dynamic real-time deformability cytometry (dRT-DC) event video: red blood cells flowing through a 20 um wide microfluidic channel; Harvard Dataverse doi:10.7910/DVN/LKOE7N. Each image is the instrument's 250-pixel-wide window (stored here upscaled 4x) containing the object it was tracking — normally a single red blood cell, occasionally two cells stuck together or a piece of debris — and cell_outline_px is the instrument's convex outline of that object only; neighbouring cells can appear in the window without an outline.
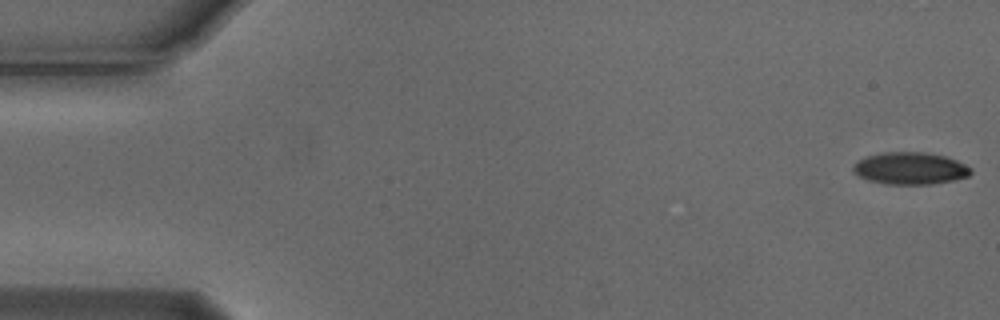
{"species": "Egyptian fruit bat (a non-hibernating species)", "species_latin": "Rousettus aegyptiacus", "temperature_condition": "cold", "stored_images_in_passage": 55, "camera_frame_rate_fps": 3000, "um_per_image_px": 0.085, "animal": {"sex": "male"}, "frame": {"image": 1, "passage_image": 1, "time_ms": 0.0, "image_size_px": [1000, 320], "cell_outline_px": [[972, 172], [968, 176], [956, 180], [932, 184], [884, 184], [868, 180], [856, 176], [852, 172], [852, 168], [864, 156], [884, 152], [924, 152], [944, 156], [956, 160], [972, 168]], "centroid_in_image_um": [77.35, 14.32], "position_along_channel_um": 7.7, "area_um2": 22.2}}
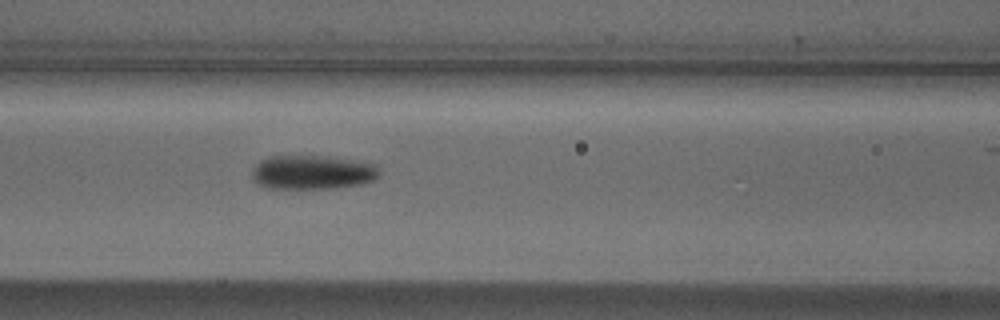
{"frame": {"image": 2, "passage_image": 23, "time_ms": 7.333, "image_size_px": [1000, 320], "cell_outline_px": [[380, 176], [372, 180], [360, 184], [328, 188], [268, 188], [256, 184], [252, 180], [252, 168], [260, 160], [272, 156], [328, 156], [376, 164], [380, 172]], "centroid_in_image_um": [26.52, 14.64], "position_along_channel_um": 140.1, "area_um2": 25.32}}
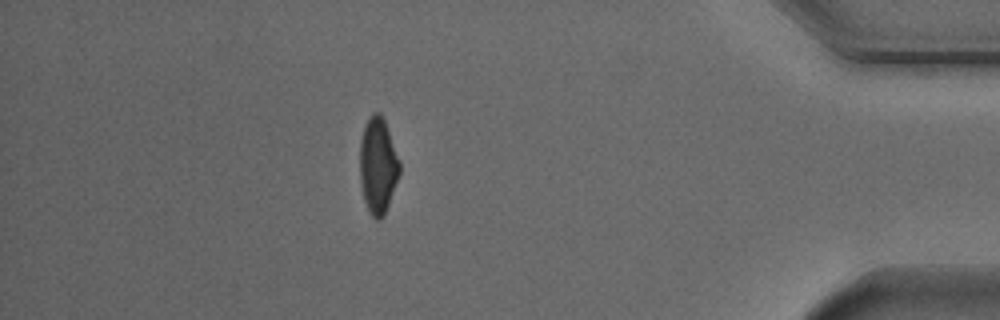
{"frame": {"image": 3, "passage_image": 48, "time_ms": 15.667, "image_size_px": [1000, 320], "cell_outline_px": [[400, 172], [384, 216], [380, 220], [376, 220], [368, 212], [364, 200], [360, 184], [360, 140], [368, 116], [372, 112], [380, 112], [384, 120], [400, 160]], "centroid_in_image_um": [32.11, 14.08], "position_along_channel_um": 403.1, "area_um2": 22.37}, "authors_computed_cell_mechanics": {"area_um2": 23.4668, "velocity_mm_per_s": 3.7332, "shape_relaxation_time_tau1_ms": 4.2112, "shape_relaxation_time_tau2_ms": 5.7078, "deformation_change_tau1": 0.1331, "deformation_change_tau2": 0.1097}}